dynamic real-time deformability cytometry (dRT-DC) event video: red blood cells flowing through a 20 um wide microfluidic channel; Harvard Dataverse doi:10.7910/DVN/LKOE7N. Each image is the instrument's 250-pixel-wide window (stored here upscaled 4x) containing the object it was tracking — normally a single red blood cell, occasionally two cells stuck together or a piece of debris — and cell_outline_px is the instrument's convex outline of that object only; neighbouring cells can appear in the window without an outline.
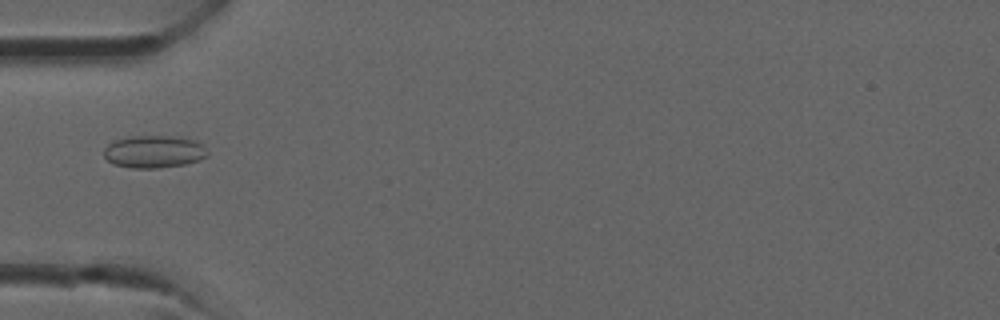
{"species": "common noctule bat (a hibernating species)", "species_latin": "Nyctalus noctula", "temperature_condition": "room temperature", "stored_images_in_passage": 36, "camera_frame_rate_fps": 3000, "um_per_image_px": 0.085, "animal": {"sex": "male", "forearm_length_mm": 52.5}, "frame": {"image": 1, "passage_image": 12, "time_ms": 3.667, "image_size_px": [1000, 320], "cell_outline_px": [[208, 156], [200, 160], [184, 164], [156, 168], [132, 168], [112, 164], [104, 156], [104, 148], [112, 140], [132, 136], [180, 136], [196, 140], [204, 144], [208, 152]], "centroid_in_image_um": [13.11, 12.88], "position_along_channel_um": 71.9, "area_um2": 19.94}}
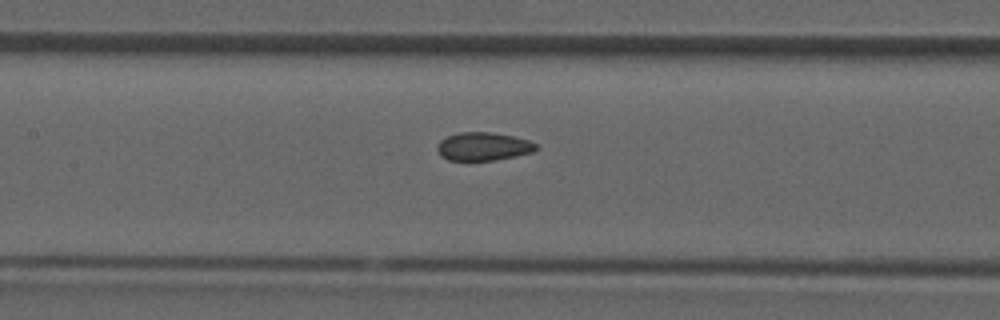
{"frame": {"image": 2, "passage_image": 17, "time_ms": 5.333, "image_size_px": [1000, 320], "cell_outline_px": [[540, 148], [532, 152], [516, 156], [492, 160], [448, 160], [440, 156], [436, 148], [436, 144], [440, 140], [448, 136], [460, 132], [492, 132], [512, 136], [528, 140], [536, 144]], "centroid_in_image_um": [41.06, 12.45], "position_along_channel_um": 166.3, "area_um2": 16.3}}
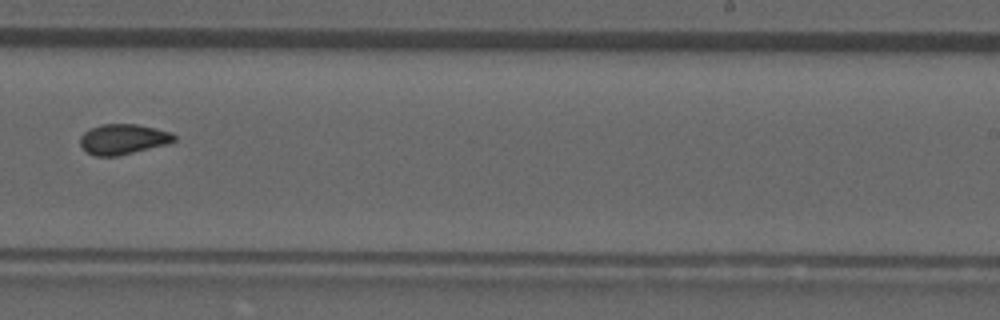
{"frame": {"image": 3, "passage_image": 23, "time_ms": 7.333, "image_size_px": [1000, 320], "cell_outline_px": [[176, 140], [168, 144], [116, 156], [96, 156], [88, 152], [80, 144], [80, 136], [84, 132], [100, 124], [136, 124], [156, 128], [172, 132], [176, 136]], "centroid_in_image_um": [10.49, 11.82], "position_along_channel_um": 278.5, "area_um2": 16.53}}